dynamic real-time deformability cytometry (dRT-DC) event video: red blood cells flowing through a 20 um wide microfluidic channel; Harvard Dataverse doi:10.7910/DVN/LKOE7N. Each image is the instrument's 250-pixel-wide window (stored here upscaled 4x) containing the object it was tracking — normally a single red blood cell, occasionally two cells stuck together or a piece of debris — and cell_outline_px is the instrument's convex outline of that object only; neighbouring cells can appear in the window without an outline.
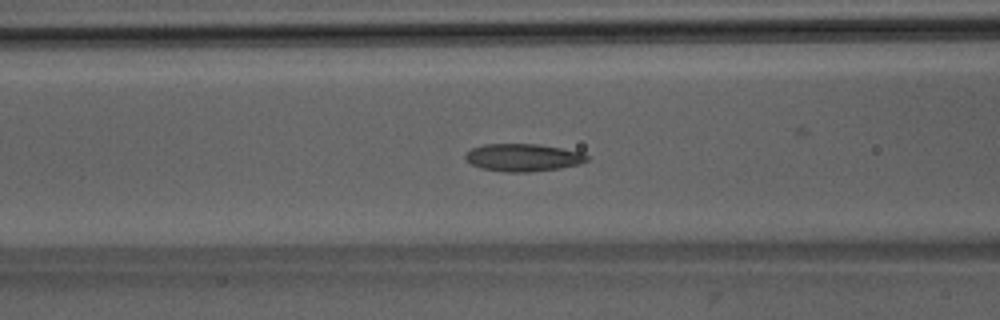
{"species": "Egyptian fruit bat (a non-hibernating species)", "species_latin": "Rousettus aegyptiacus", "temperature_condition": "room temperature", "stored_images_in_passage": 54, "camera_frame_rate_fps": 3000, "um_per_image_px": 0.085, "animal": {"sex": "male"}, "frame": {"image": 1, "passage_image": 22, "time_ms": 7.0, "image_size_px": [1000, 320], "cell_outline_px": [[588, 160], [580, 164], [560, 168], [528, 172], [504, 172], [480, 168], [464, 160], [464, 156], [472, 148], [484, 144], [536, 144], [560, 148], [580, 152], [588, 156]], "centroid_in_image_um": [44.43, 13.39], "position_along_channel_um": 122.2, "area_um2": 19.48}}
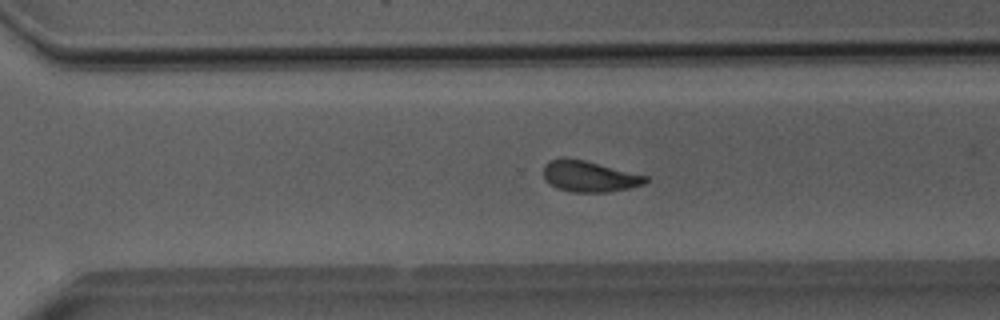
{"frame": {"image": 2, "passage_image": 37, "time_ms": 12.0, "image_size_px": [1000, 320], "cell_outline_px": [[648, 180], [644, 184], [628, 188], [608, 192], [572, 192], [556, 188], [544, 180], [544, 164], [548, 160], [584, 160], [648, 176]], "centroid_in_image_um": [50.1, 15.02], "position_along_channel_um": 320.5, "area_um2": 18.09}}
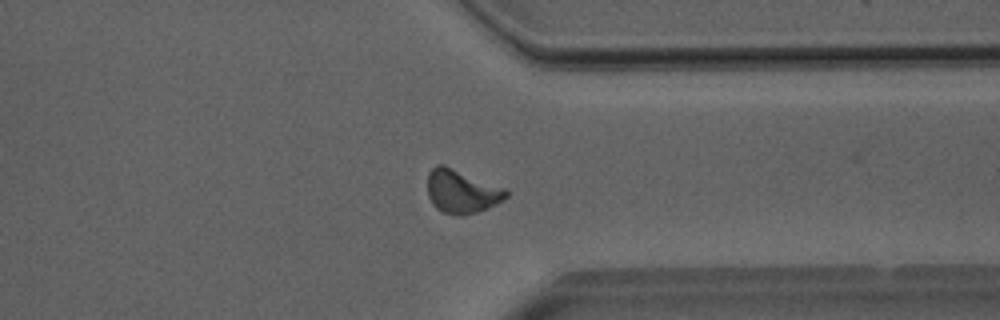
{"frame": {"image": 3, "passage_image": 41, "time_ms": 13.333, "image_size_px": [1000, 320], "cell_outline_px": [[508, 196], [496, 204], [488, 208], [464, 216], [456, 216], [444, 212], [436, 208], [432, 204], [428, 196], [428, 172], [436, 164], [444, 164], [508, 188]], "centroid_in_image_um": [39.26, 16.26], "position_along_channel_um": 372.1, "area_um2": 20.35}, "authors_computed_cell_mechanics": {"area_um2": 19.1607, "velocity_mm_per_s": 3.9782, "shape_relaxation_time_tau1_ms": 6.6847, "shape_relaxation_time_tau2_ms": 1.9767, "deformation_change_tau1": 0.1673, "deformation_change_tau2": 0.0856}}